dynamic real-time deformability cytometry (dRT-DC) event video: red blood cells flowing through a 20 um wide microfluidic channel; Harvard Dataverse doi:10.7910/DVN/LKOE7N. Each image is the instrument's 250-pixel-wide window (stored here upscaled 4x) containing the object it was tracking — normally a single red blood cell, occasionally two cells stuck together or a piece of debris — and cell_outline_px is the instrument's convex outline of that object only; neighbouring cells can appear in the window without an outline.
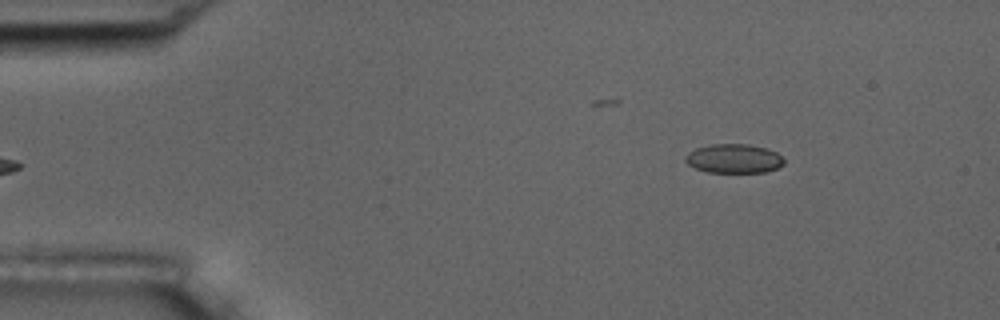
{"species": "common noctule bat (a hibernating species)", "species_latin": "Nyctalus noctula", "temperature_condition": "room temperature", "stored_images_in_passage": 6, "camera_frame_rate_fps": 3000, "um_per_image_px": 0.085, "animal": {"sex": "male", "body_mass_g": 17.5, "forearm_length_mm": 52.3}, "frame": {"image": 1, "passage_image": 6, "time_ms": 5.667, "image_size_px": [1000, 320], "cell_outline_px": [[784, 164], [776, 168], [764, 172], [708, 172], [696, 168], [688, 164], [684, 160], [684, 156], [688, 152], [696, 148], [708, 144], [748, 144], [764, 148], [776, 152], [784, 160]], "centroid_in_image_um": [62.34, 13.47], "position_along_channel_um": 22.7, "area_um2": 16.65}}